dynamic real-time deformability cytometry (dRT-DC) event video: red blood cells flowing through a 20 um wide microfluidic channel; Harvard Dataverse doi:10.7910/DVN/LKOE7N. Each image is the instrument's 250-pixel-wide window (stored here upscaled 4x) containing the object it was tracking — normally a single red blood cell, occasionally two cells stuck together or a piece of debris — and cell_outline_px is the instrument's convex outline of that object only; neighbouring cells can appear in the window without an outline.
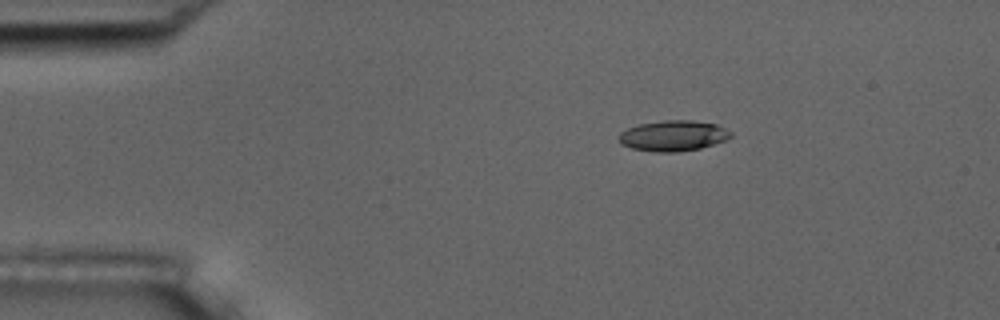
{"species": "common noctule bat (a hibernating species)", "species_latin": "Nyctalus noctula", "temperature_condition": "room temperature", "stored_images_in_passage": 3, "camera_frame_rate_fps": 3000, "um_per_image_px": 0.085, "animal": {"sex": "male", "body_mass_g": 17.5, "forearm_length_mm": 52.3}, "frame": {"image": 1, "passage_image": 1, "time_ms": 0.0, "image_size_px": [1000, 320], "cell_outline_px": [[732, 136], [724, 140], [700, 148], [680, 152], [656, 152], [632, 148], [620, 144], [620, 132], [628, 128], [640, 124], [664, 120], [692, 120], [716, 124], [732, 132]], "centroid_in_image_um": [57.22, 11.54], "position_along_channel_um": 27.8, "area_um2": 19.83}}